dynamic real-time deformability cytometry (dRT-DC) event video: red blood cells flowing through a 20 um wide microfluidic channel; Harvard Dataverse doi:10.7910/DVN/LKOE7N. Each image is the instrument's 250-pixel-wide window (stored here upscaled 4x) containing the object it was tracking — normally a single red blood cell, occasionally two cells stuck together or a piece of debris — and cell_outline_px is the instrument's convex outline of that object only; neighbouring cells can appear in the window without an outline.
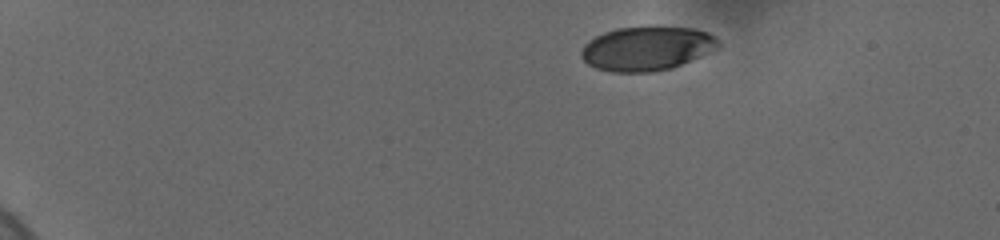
{"species": "human", "species_latin": "Homo sapiens", "temperature_condition": "cold", "stored_images_in_passage": 43, "camera_frame_rate_fps": 3000, "um_per_image_px": 0.085, "donor": {"sex": "female"}, "frame": {"image": 1, "passage_image": 1, "time_ms": 0.0, "image_size_px": [1000, 240], "cell_outline_px": [[720, 48], [672, 68], [652, 72], [612, 72], [596, 68], [588, 64], [580, 56], [580, 52], [584, 44], [588, 40], [604, 32], [616, 28], [696, 28], [708, 32], [716, 36], [720, 40]], "centroid_in_image_um": [55.0, 4.14], "position_along_channel_um": 30.0, "area_um2": 35.2}}
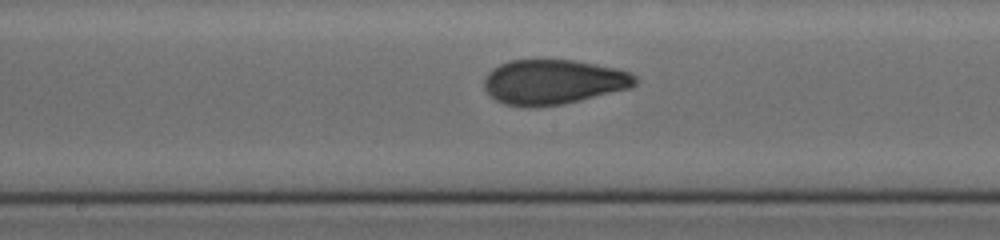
{"frame": {"image": 2, "passage_image": 24, "time_ms": 7.667, "image_size_px": [1000, 240], "cell_outline_px": [[636, 84], [628, 88], [564, 104], [532, 108], [524, 108], [504, 104], [488, 96], [484, 88], [484, 80], [488, 72], [492, 68], [500, 64], [512, 60], [576, 60], [616, 68], [628, 72], [636, 76]], "centroid_in_image_um": [46.97, 6.98], "position_along_channel_um": 201.2, "area_um2": 39.65}}
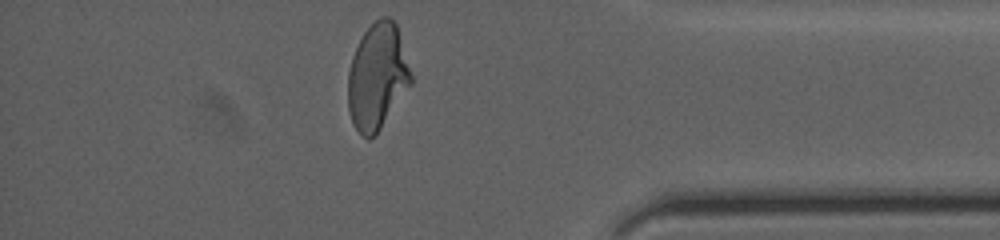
{"frame": {"image": 3, "passage_image": 42, "time_ms": 13.667, "image_size_px": [1000, 240], "cell_outline_px": [[412, 84], [380, 128], [368, 140], [360, 136], [352, 124], [348, 112], [348, 72], [352, 56], [364, 32], [380, 16], [388, 16], [396, 24], [412, 76]], "centroid_in_image_um": [32.05, 6.54], "position_along_channel_um": 403.1, "area_um2": 38.73}, "authors_computed_cell_mechanics": {"area_um2": 38.6104, "velocity_mm_per_s": 3.675, "shape_relaxation_time_tau1_ms": 5.5624, "shape_relaxation_time_tau2_ms": 1.0421, "deformation_change_tau1": 0.1807, "deformation_change_tau2": 0.0692}}